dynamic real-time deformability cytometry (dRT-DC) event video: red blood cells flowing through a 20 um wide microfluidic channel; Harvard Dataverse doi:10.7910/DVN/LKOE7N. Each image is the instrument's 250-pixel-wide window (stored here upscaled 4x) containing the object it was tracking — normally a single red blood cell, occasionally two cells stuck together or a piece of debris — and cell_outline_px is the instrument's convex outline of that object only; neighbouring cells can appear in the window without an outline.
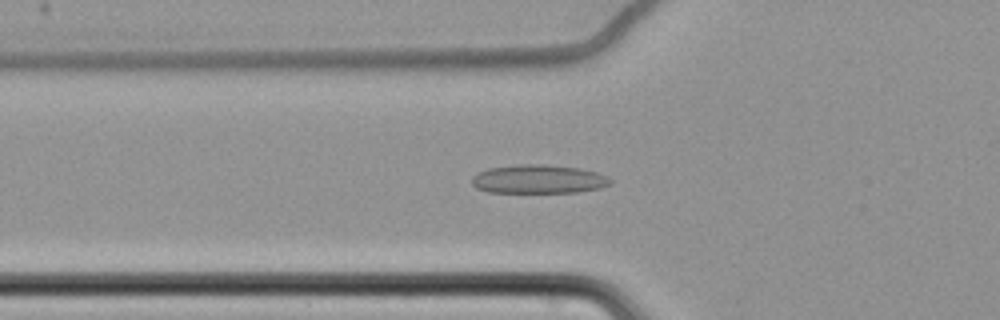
{"species": "common noctule bat (a hibernating species)", "species_latin": "Nyctalus noctula", "temperature_condition": "cold", "stored_images_in_passage": 52, "camera_frame_rate_fps": 3000, "um_per_image_px": 0.085, "animal": {"sex": "female", "body_mass_g": 22.7, "forearm_length_mm": 54.2}, "frame": {"image": 1, "passage_image": 21, "time_ms": 6.667, "image_size_px": [1000, 320], "cell_outline_px": [[612, 184], [600, 188], [576, 192], [488, 192], [476, 188], [472, 184], [472, 176], [476, 172], [488, 168], [520, 164], [540, 164], [580, 168], [596, 172], [608, 176], [612, 180]], "centroid_in_image_um": [45.76, 15.22], "position_along_channel_um": 80.0, "area_um2": 23.29}}
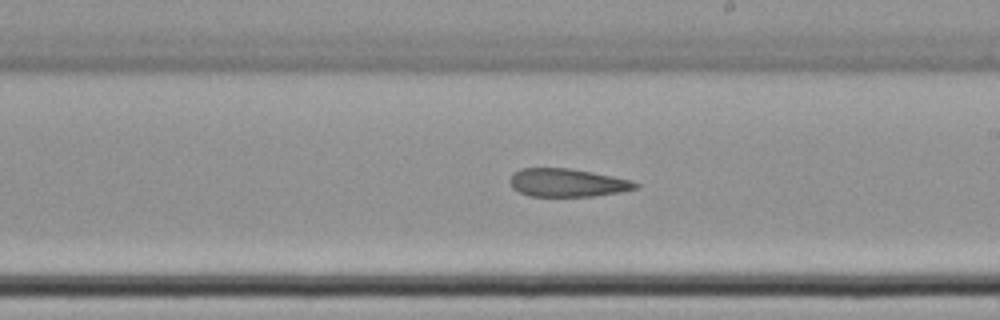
{"frame": {"image": 2, "passage_image": 35, "time_ms": 11.333, "image_size_px": [1000, 320], "cell_outline_px": [[640, 188], [620, 192], [596, 196], [528, 196], [512, 188], [508, 180], [512, 172], [520, 168], [568, 168], [612, 176], [632, 180], [640, 184]], "centroid_in_image_um": [48.21, 15.53], "position_along_channel_um": 240.8, "area_um2": 20.81}}
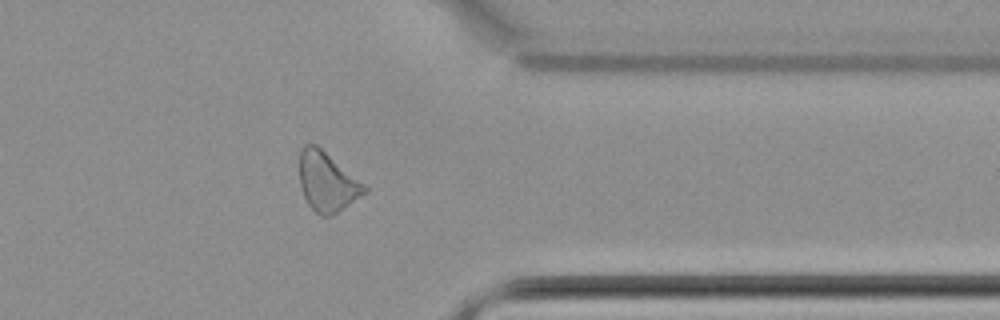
{"frame": {"image": 3, "passage_image": 48, "time_ms": 15.667, "image_size_px": [1000, 320], "cell_outline_px": [[368, 192], [332, 216], [320, 216], [308, 204], [300, 188], [300, 148], [304, 144], [316, 144], [364, 184], [368, 188]], "centroid_in_image_um": [27.8, 15.47], "position_along_channel_um": 383.6, "area_um2": 22.37}}